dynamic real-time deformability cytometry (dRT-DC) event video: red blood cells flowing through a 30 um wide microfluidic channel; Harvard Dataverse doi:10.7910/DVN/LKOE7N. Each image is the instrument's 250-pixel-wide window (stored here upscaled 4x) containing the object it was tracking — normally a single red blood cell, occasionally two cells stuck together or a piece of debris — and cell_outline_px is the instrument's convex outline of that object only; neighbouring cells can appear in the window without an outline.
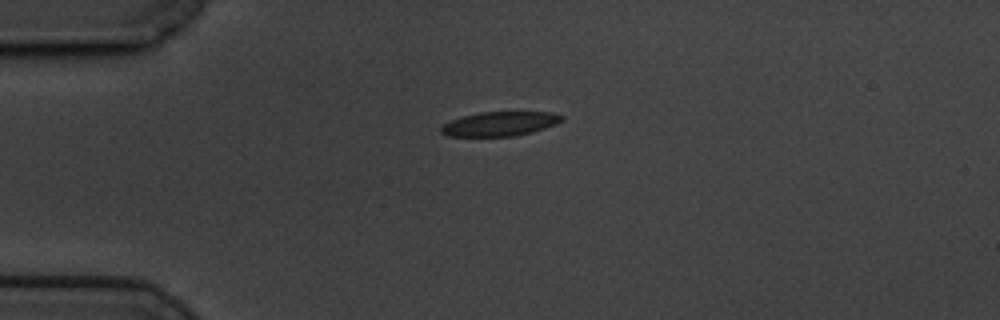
{"species": "common noctule bat (a hibernating species)", "species_latin": "Nyctalus noctula", "temperature_condition": "cold", "stored_images_in_passage": 46, "camera_frame_rate_fps": 3000, "um_per_image_px": 0.085, "animal": {"sex": "male", "body_mass_g": 19.5, "forearm_length_mm": 54.6}, "frame": {"image": 1, "passage_image": 1, "time_ms": 0.0, "image_size_px": [1000, 320], "cell_outline_px": [[564, 120], [556, 124], [532, 132], [512, 136], [448, 136], [440, 132], [440, 128], [444, 124], [452, 120], [464, 116], [480, 112], [552, 112], [564, 116]], "centroid_in_image_um": [42.51, 10.52], "position_along_channel_um": 42.5, "area_um2": 16.99}}
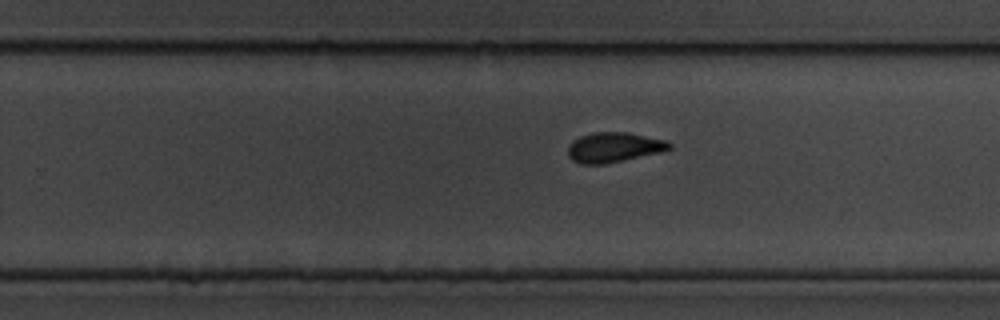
{"frame": {"image": 2, "passage_image": 24, "time_ms": 7.667, "image_size_px": [1000, 320], "cell_outline_px": [[672, 148], [664, 152], [604, 164], [580, 164], [572, 160], [568, 156], [568, 148], [572, 140], [580, 136], [592, 132], [628, 132], [668, 140], [672, 144]], "centroid_in_image_um": [52.21, 12.52], "position_along_channel_um": 277.6, "area_um2": 18.03}}
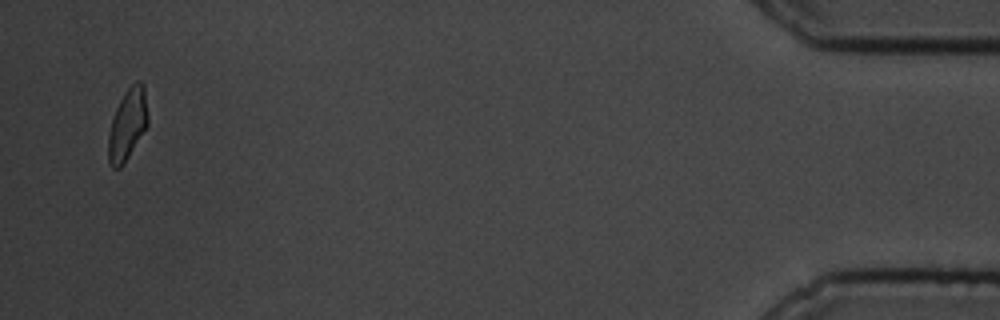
{"frame": {"image": 3, "passage_image": 44, "time_ms": 14.333, "image_size_px": [1000, 320], "cell_outline_px": [[148, 124], [124, 164], [120, 168], [112, 168], [108, 160], [108, 136], [112, 120], [116, 108], [124, 92], [136, 80], [140, 80], [144, 84], [148, 116]], "centroid_in_image_um": [10.84, 10.57], "position_along_channel_um": 424.4, "area_um2": 16.42}, "authors_computed_cell_mechanics": {"area_um2": 17.8024, "velocity_mm_per_s": 3.3939, "shape_relaxation_time_tau1_ms": 3.7242, "shape_relaxation_time_tau2_ms": 1.5344, "deformation_change_tau1": 0.1173, "deformation_change_tau2": 0.0867}}